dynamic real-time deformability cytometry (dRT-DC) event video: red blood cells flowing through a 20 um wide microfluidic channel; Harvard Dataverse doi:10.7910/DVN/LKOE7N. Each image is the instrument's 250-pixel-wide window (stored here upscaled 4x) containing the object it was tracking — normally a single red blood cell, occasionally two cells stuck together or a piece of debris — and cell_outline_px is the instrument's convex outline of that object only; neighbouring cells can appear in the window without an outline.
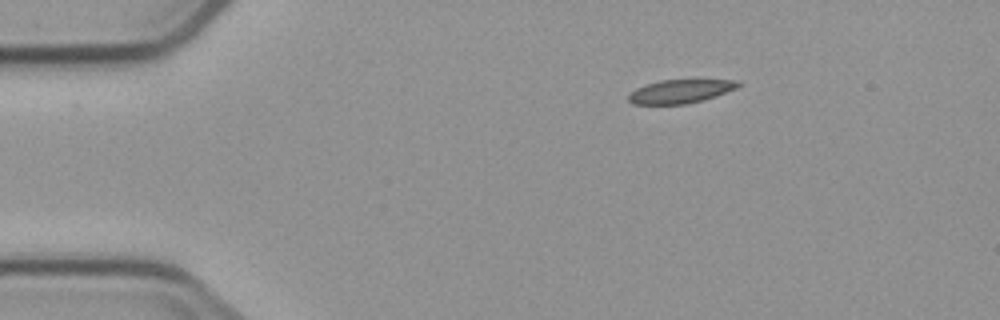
{"species": "common noctule bat (a hibernating species)", "species_latin": "Nyctalus noctula", "temperature_condition": "cold", "stored_images_in_passage": 3, "camera_frame_rate_fps": 3000, "um_per_image_px": 0.085, "animal": {"sex": "male", "body_mass_g": 23.1, "forearm_length_mm": 52.7}, "frame": {"image": 1, "passage_image": 1, "time_ms": 0.0, "image_size_px": [1000, 320], "cell_outline_px": [[744, 84], [736, 88], [716, 96], [704, 100], [688, 104], [632, 104], [628, 100], [628, 92], [644, 84], [660, 80], [740, 80]], "centroid_in_image_um": [57.82, 7.76], "position_along_channel_um": 27.2, "area_um2": 15.32}}